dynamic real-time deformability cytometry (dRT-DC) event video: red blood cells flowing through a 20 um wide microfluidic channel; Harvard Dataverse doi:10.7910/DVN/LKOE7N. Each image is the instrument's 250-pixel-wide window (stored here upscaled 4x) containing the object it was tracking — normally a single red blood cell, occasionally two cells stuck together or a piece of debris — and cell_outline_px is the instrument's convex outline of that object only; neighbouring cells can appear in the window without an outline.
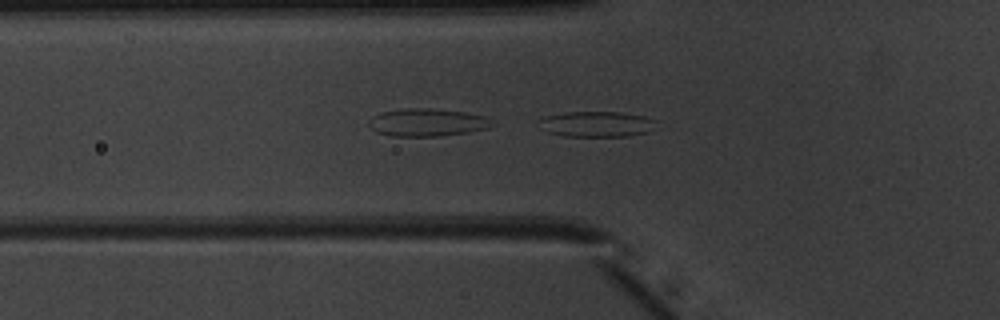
{"species": "common noctule bat (a hibernating species)", "species_latin": "Nyctalus noctula", "temperature_condition": "warm", "stored_images_in_passage": 35, "camera_frame_rate_fps": 3000, "um_per_image_px": 0.085, "animal": {"sex": "male", "body_mass_g": 20.1, "forearm_length_mm": 53.5}, "frame": {"image": 1, "passage_image": 2, "time_ms": 0.333, "image_size_px": [1000, 320], "cell_outline_px": [[656, 120], [648, 132], [628, 136], [564, 136], [548, 132], [540, 128], [536, 120], [544, 116], [568, 112], [620, 112], [644, 116]], "centroid_in_image_um": [50.63, 10.54], "position_along_channel_um": 75.2, "area_um2": 17.46}}
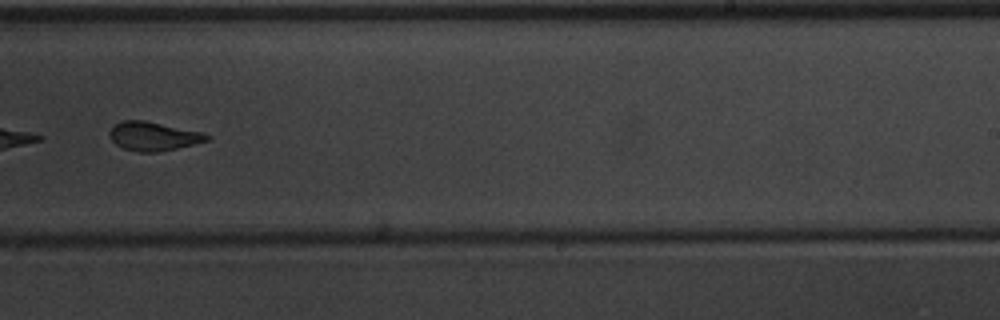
{"frame": {"image": 2, "passage_image": 17, "time_ms": 5.333, "image_size_px": [1000, 320], "cell_outline_px": [[212, 136], [208, 140], [196, 144], [156, 152], [136, 152], [124, 148], [116, 144], [108, 136], [108, 132], [112, 124], [120, 120], [144, 120], [204, 132]], "centroid_in_image_um": [13.01, 11.56], "position_along_channel_um": 276.0, "area_um2": 16.65}}
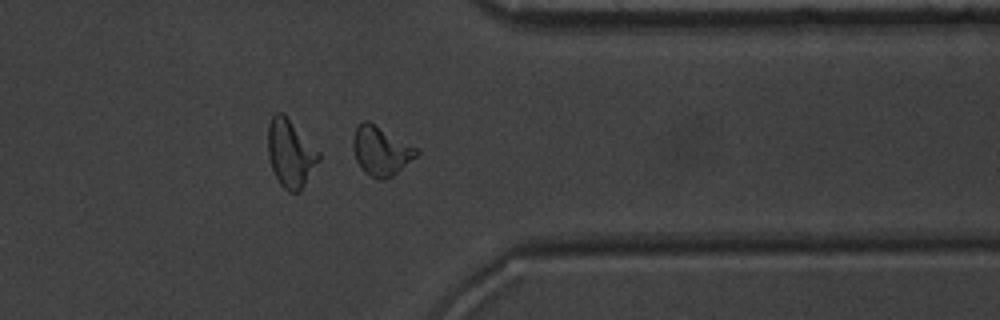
{"frame": {"image": 3, "passage_image": 25, "time_ms": 8.0, "image_size_px": [1000, 320], "cell_outline_px": [[420, 152], [416, 156], [392, 176], [384, 180], [380, 180], [364, 172], [356, 160], [352, 148], [352, 140], [356, 128], [364, 120], [368, 120], [416, 148]], "centroid_in_image_um": [32.34, 12.83], "position_along_channel_um": 379.1, "area_um2": 17.8}, "authors_computed_cell_mechanics": {"area_um2": 17.2244, "velocity_mm_per_s": 4.0017, "shape_relaxation_time_tau1_ms": 7.9789, "shape_relaxation_time_tau2_ms": 1.4672, "deformation_change_tau1": 0.2052, "deformation_change_tau2": 0.0993}}